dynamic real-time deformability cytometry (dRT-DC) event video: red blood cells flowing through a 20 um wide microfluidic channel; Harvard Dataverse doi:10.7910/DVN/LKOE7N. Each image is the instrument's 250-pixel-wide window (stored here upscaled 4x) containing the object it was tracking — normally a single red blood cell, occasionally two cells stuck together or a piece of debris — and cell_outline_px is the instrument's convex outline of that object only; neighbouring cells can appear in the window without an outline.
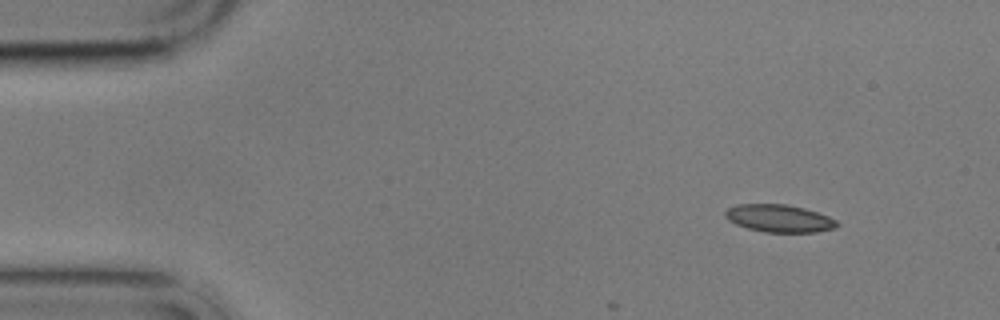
{"species": "common noctule bat (a hibernating species)", "species_latin": "Nyctalus noctula", "temperature_condition": "cold", "stored_images_in_passage": 4, "camera_frame_rate_fps": 3000, "um_per_image_px": 0.085, "animal": {"sex": "male", "body_mass_g": 17.9}, "frame": {"image": 1, "passage_image": 1, "time_ms": 0.0, "image_size_px": [1000, 320], "cell_outline_px": [[840, 224], [836, 228], [816, 232], [764, 232], [748, 228], [736, 224], [728, 220], [724, 216], [724, 212], [728, 208], [736, 204], [788, 204], [804, 208], [828, 216], [836, 220]], "centroid_in_image_um": [66.23, 18.56], "position_along_channel_um": 18.8, "area_um2": 18.03}}
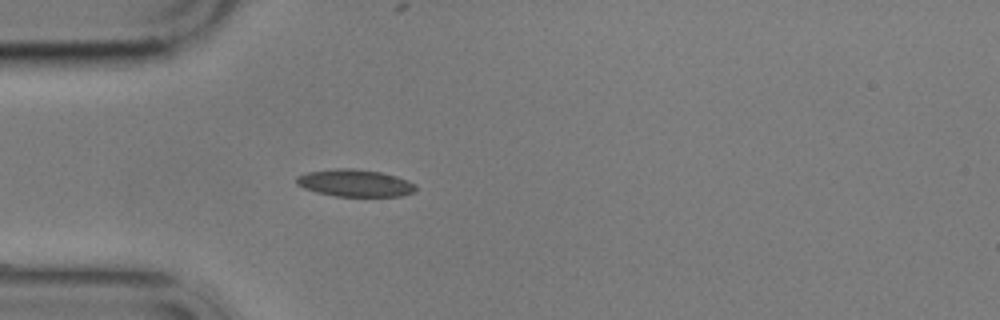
{"frame": {"image": 2, "passage_image": 4, "time_ms": 3.333, "image_size_px": [1000, 320], "cell_outline_px": [[416, 192], [400, 196], [336, 196], [316, 192], [304, 188], [296, 184], [296, 176], [308, 172], [336, 168], [352, 168], [380, 172], [396, 176], [408, 180], [416, 184]], "centroid_in_image_um": [30.19, 15.56], "position_along_channel_um": 54.8, "area_um2": 18.96}}